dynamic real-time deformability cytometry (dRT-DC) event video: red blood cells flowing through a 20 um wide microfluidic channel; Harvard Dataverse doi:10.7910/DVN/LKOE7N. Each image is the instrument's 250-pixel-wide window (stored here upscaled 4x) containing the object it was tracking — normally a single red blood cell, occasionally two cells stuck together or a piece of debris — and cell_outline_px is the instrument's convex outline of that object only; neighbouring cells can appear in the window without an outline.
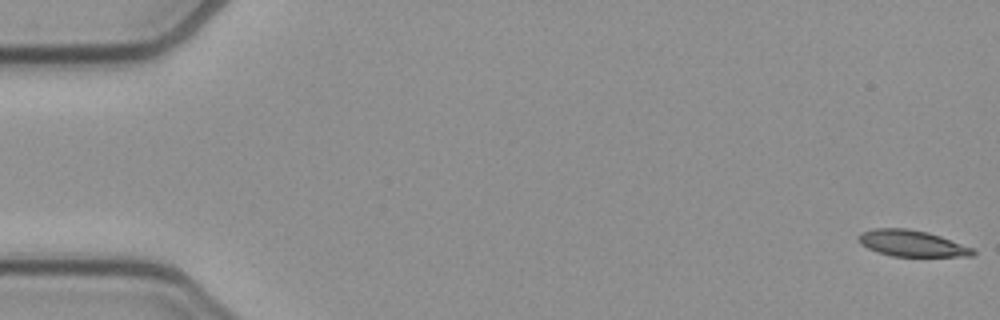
{"species": "common noctule bat (a hibernating species)", "species_latin": "Nyctalus noctula", "temperature_condition": "cold", "stored_images_in_passage": 54, "camera_frame_rate_fps": 3000, "um_per_image_px": 0.085, "animal": {"sex": "female", "body_mass_g": 21.9}, "frame": {"image": 1, "passage_image": 1, "time_ms": 0.0, "image_size_px": [1000, 320], "cell_outline_px": [[976, 252], [972, 256], [892, 256], [868, 248], [860, 244], [856, 236], [860, 232], [872, 228], [908, 228], [928, 232], [940, 236], [972, 248]], "centroid_in_image_um": [77.45, 20.67], "position_along_channel_um": 7.6, "area_um2": 17.46}}
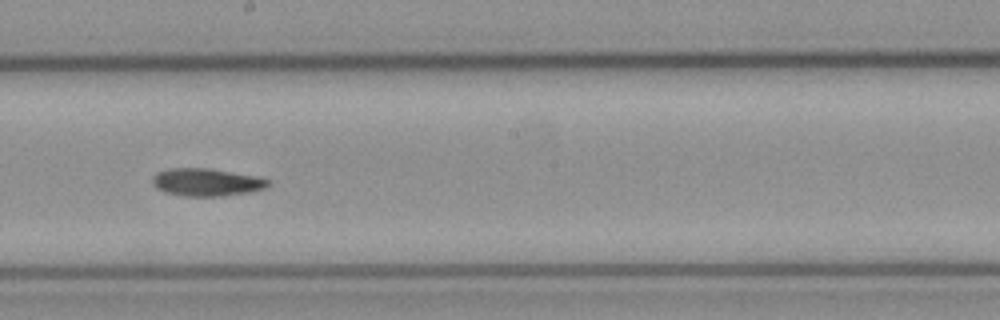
{"frame": {"image": 2, "passage_image": 30, "time_ms": 9.667, "image_size_px": [1000, 320], "cell_outline_px": [[272, 184], [264, 188], [248, 192], [220, 196], [184, 196], [164, 192], [156, 188], [152, 184], [152, 176], [156, 172], [168, 168], [208, 168], [256, 176], [272, 180]], "centroid_in_image_um": [17.53, 15.48], "position_along_channel_um": 230.7, "area_um2": 18.79}}
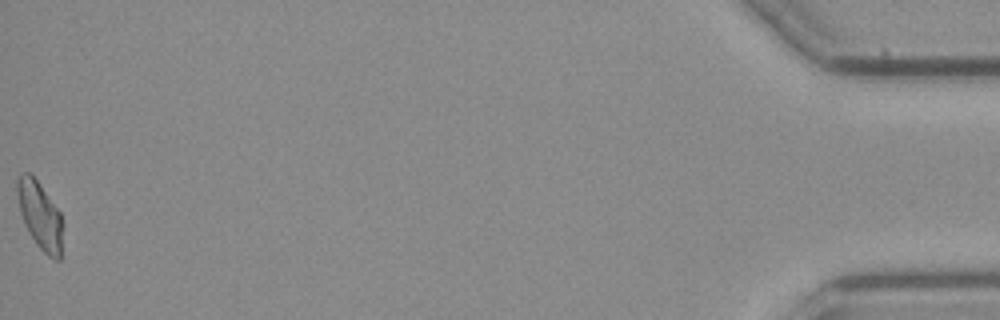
{"frame": {"image": 3, "passage_image": 54, "time_ms": 17.667, "image_size_px": [1000, 320], "cell_outline_px": [[64, 224], [60, 260], [56, 260], [48, 256], [36, 244], [28, 232], [24, 224], [20, 212], [16, 192], [16, 176], [24, 172], [28, 172], [36, 180], [60, 212]], "centroid_in_image_um": [3.4, 18.33], "position_along_channel_um": 431.8, "area_um2": 18.09}, "authors_computed_cell_mechanics": {"area_um2": 18.4382, "velocity_mm_per_s": 3.8232, "shape_relaxation_time_tau1_ms": 9.5805, "shape_relaxation_time_tau2_ms": null, "deformation_change_tau1": 0.2171, "deformation_change_tau2": null}}